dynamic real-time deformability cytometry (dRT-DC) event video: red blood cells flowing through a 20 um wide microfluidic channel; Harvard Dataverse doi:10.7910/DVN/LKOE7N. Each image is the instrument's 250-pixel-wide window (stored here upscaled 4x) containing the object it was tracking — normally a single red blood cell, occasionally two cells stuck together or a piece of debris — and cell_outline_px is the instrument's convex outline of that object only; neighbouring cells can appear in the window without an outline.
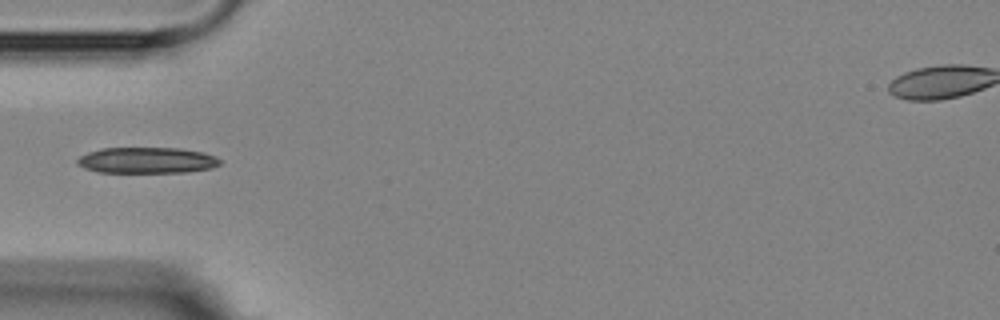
{"species": "Egyptian fruit bat (a non-hibernating species)", "species_latin": "Rousettus aegyptiacus", "temperature_condition": "room temperature", "stored_images_in_passage": 8, "camera_frame_rate_fps": 3000, "um_per_image_px": 0.085, "animal": {"sex": "female"}, "frame": {"image": 1, "passage_image": 4, "time_ms": 3.333, "image_size_px": [1000, 320], "cell_outline_px": [[220, 164], [212, 168], [188, 172], [96, 172], [84, 168], [76, 164], [76, 160], [80, 156], [88, 152], [104, 148], [180, 148], [204, 152], [216, 156], [220, 160]], "centroid_in_image_um": [12.49, 13.62], "position_along_channel_um": 72.5, "area_um2": 21.73}}
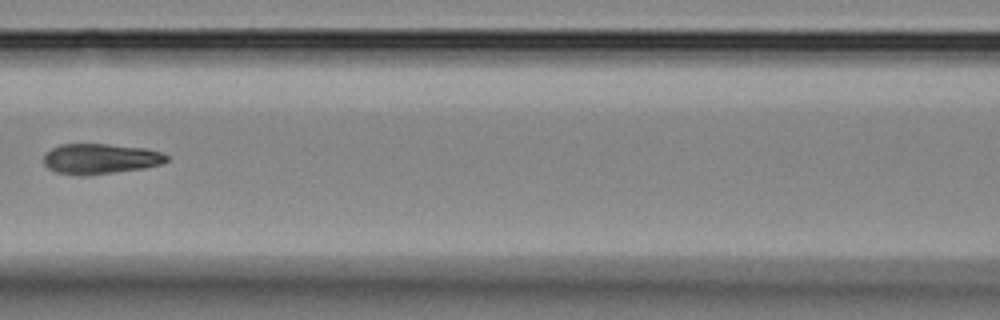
{"frame": {"image": 2, "passage_image": 6, "time_ms": 5.667, "image_size_px": [1000, 320], "cell_outline_px": [[168, 160], [160, 164], [144, 168], [88, 176], [56, 172], [48, 168], [44, 164], [44, 156], [52, 148], [60, 144], [108, 144], [144, 148], [160, 152], [168, 156]], "centroid_in_image_um": [8.52, 13.5], "position_along_channel_um": 158.1, "area_um2": 21.62}}
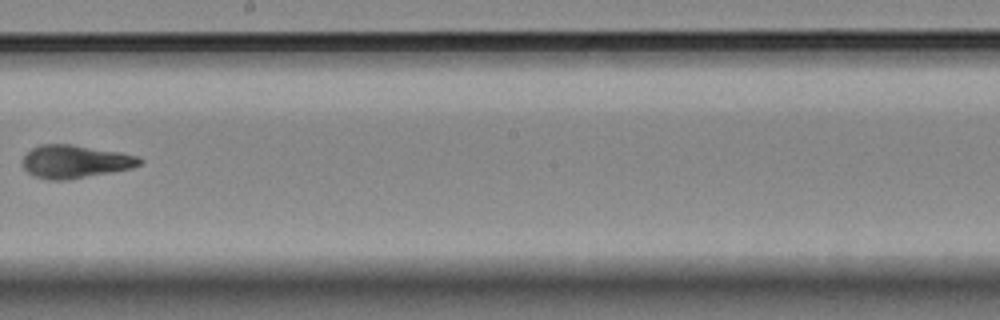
{"frame": {"image": 3, "passage_image": 8, "time_ms": 8.0, "image_size_px": [1000, 320], "cell_outline_px": [[144, 160], [140, 164], [132, 168], [112, 172], [68, 180], [48, 180], [32, 176], [20, 164], [20, 160], [32, 148], [40, 144], [72, 144], [120, 152], [136, 156]], "centroid_in_image_um": [6.34, 13.74], "position_along_channel_um": 241.9, "area_um2": 22.77}}